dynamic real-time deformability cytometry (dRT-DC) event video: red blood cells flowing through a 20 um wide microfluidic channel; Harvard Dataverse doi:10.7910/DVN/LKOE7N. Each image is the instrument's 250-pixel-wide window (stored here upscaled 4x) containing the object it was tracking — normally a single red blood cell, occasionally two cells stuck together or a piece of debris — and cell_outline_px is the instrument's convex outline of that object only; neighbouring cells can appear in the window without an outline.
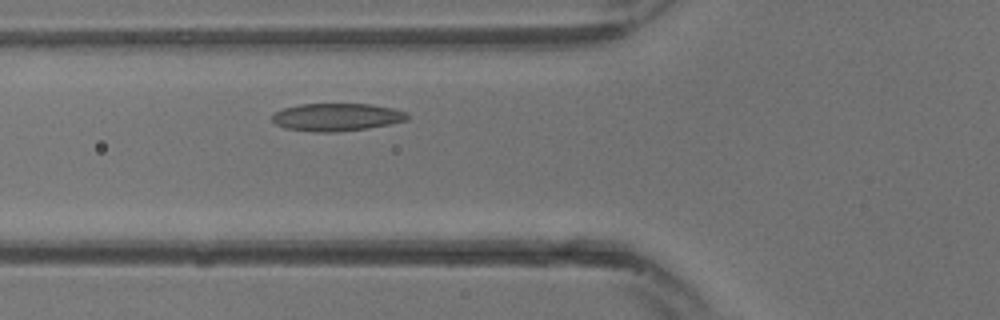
{"species": "common noctule bat (a hibernating species)", "species_latin": "Nyctalus noctula", "temperature_condition": "warm", "stored_images_in_passage": 3, "camera_frame_rate_fps": 3000, "um_per_image_px": 0.085, "animal": {"sex": "male", "body_mass_g": 13.3}, "frame": {"image": 1, "passage_image": 3, "time_ms": 0.667, "image_size_px": [1000, 320], "cell_outline_px": [[408, 120], [368, 128], [336, 132], [312, 132], [284, 128], [276, 124], [272, 120], [272, 116], [276, 112], [284, 108], [300, 104], [372, 104], [392, 108], [408, 112]], "centroid_in_image_um": [28.62, 9.96], "position_along_channel_um": 97.2, "area_um2": 21.85}}